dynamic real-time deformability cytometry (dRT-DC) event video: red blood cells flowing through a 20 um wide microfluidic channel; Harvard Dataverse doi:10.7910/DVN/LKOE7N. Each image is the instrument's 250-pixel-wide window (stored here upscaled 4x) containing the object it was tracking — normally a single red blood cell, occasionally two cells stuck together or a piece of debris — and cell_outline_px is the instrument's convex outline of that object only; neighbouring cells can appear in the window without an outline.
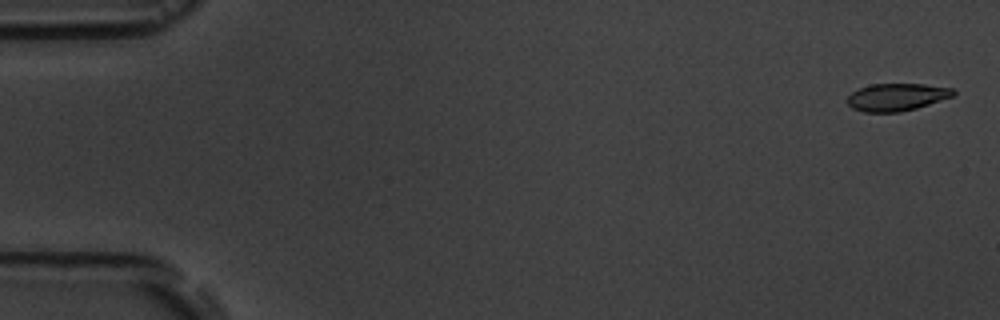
{"species": "common noctule bat (a hibernating species)", "species_latin": "Nyctalus noctula", "temperature_condition": "room temperature", "stored_images_in_passage": 6, "camera_frame_rate_fps": 3000, "um_per_image_px": 0.085, "animal": {"sex": "male", "body_mass_g": 19.5, "forearm_length_mm": 54.6}, "frame": {"image": 1, "passage_image": 1, "time_ms": 0.0, "image_size_px": [1000, 320], "cell_outline_px": [[956, 92], [952, 96], [916, 108], [900, 112], [864, 112], [852, 108], [848, 104], [848, 96], [852, 92], [860, 88], [872, 84], [924, 84], [952, 88]], "centroid_in_image_um": [76.2, 8.25], "position_along_channel_um": 8.8, "area_um2": 16.76}}
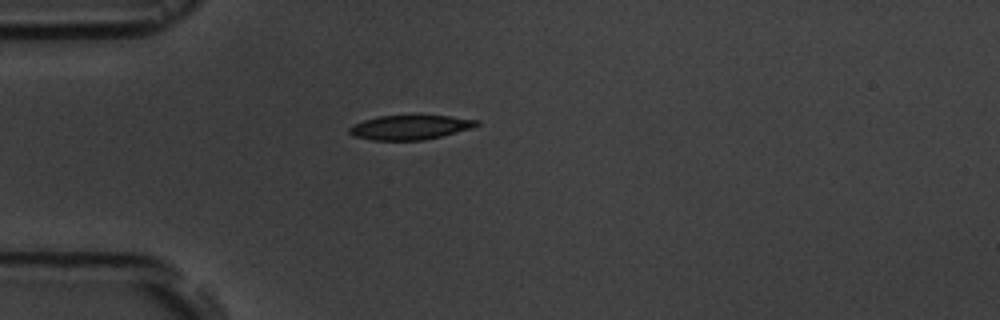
{"frame": {"image": 2, "passage_image": 5, "time_ms": 4.667, "image_size_px": [1000, 320], "cell_outline_px": [[480, 124], [472, 128], [424, 140], [372, 140], [352, 136], [348, 132], [348, 128], [352, 124], [376, 116], [448, 116], [480, 120]], "centroid_in_image_um": [34.81, 10.82], "position_along_channel_um": 50.2, "area_um2": 18.09}}